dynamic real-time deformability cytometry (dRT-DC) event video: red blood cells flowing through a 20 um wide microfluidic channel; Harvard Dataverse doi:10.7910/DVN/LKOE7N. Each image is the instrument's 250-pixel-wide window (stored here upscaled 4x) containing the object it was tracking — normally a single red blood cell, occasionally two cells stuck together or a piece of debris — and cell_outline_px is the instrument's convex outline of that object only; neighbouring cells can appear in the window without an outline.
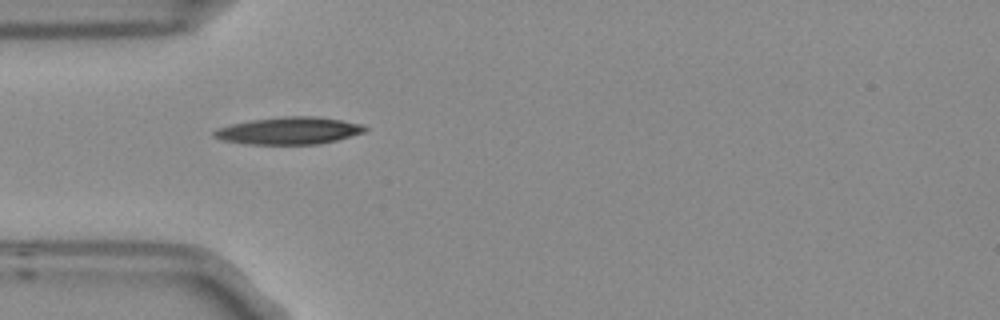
{"species": "Egyptian fruit bat (a non-hibernating species)", "species_latin": "Rousettus aegyptiacus", "temperature_condition": "room temperature", "stored_images_in_passage": 3, "camera_frame_rate_fps": 3000, "um_per_image_px": 0.085, "frame": {"image": 1, "passage_image": 1, "time_ms": 0.0, "image_size_px": [1000, 320], "cell_outline_px": [[368, 128], [364, 132], [336, 140], [320, 144], [244, 144], [220, 140], [212, 136], [212, 132], [216, 128], [232, 124], [252, 120], [284, 116], [320, 116], [360, 124]], "centroid_in_image_um": [24.51, 11.11], "position_along_channel_um": 60.5, "area_um2": 23.99}}